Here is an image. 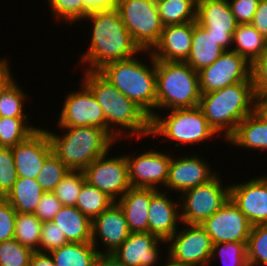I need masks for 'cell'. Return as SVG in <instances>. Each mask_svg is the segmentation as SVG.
Returning a JSON list of instances; mask_svg holds the SVG:
<instances>
[{
  "label": "cell",
  "mask_w": 267,
  "mask_h": 266,
  "mask_svg": "<svg viewBox=\"0 0 267 266\" xmlns=\"http://www.w3.org/2000/svg\"><path fill=\"white\" fill-rule=\"evenodd\" d=\"M82 81L102 107L107 132L120 144L121 140L150 136V116L134 101L124 96L98 71L83 70ZM124 138V139H123ZM120 140V141H119Z\"/></svg>",
  "instance_id": "cell-1"
},
{
  "label": "cell",
  "mask_w": 267,
  "mask_h": 266,
  "mask_svg": "<svg viewBox=\"0 0 267 266\" xmlns=\"http://www.w3.org/2000/svg\"><path fill=\"white\" fill-rule=\"evenodd\" d=\"M82 21L91 24L90 43L79 60L84 70L98 71L108 63L141 53L116 8L90 12Z\"/></svg>",
  "instance_id": "cell-2"
},
{
  "label": "cell",
  "mask_w": 267,
  "mask_h": 266,
  "mask_svg": "<svg viewBox=\"0 0 267 266\" xmlns=\"http://www.w3.org/2000/svg\"><path fill=\"white\" fill-rule=\"evenodd\" d=\"M256 105L252 80L201 93L199 103L209 125L224 142L235 132L238 124L256 110Z\"/></svg>",
  "instance_id": "cell-3"
},
{
  "label": "cell",
  "mask_w": 267,
  "mask_h": 266,
  "mask_svg": "<svg viewBox=\"0 0 267 266\" xmlns=\"http://www.w3.org/2000/svg\"><path fill=\"white\" fill-rule=\"evenodd\" d=\"M142 55L148 57L144 60ZM98 72L142 108L150 119L156 114V60L150 51L142 50L140 55L108 63Z\"/></svg>",
  "instance_id": "cell-4"
},
{
  "label": "cell",
  "mask_w": 267,
  "mask_h": 266,
  "mask_svg": "<svg viewBox=\"0 0 267 266\" xmlns=\"http://www.w3.org/2000/svg\"><path fill=\"white\" fill-rule=\"evenodd\" d=\"M43 127L48 132L53 154L69 170L84 171L94 160L119 146L106 130L95 126L57 128L60 133Z\"/></svg>",
  "instance_id": "cell-5"
},
{
  "label": "cell",
  "mask_w": 267,
  "mask_h": 266,
  "mask_svg": "<svg viewBox=\"0 0 267 266\" xmlns=\"http://www.w3.org/2000/svg\"><path fill=\"white\" fill-rule=\"evenodd\" d=\"M157 112L150 119V136L153 141L161 138L160 141L174 143L175 149L178 147H193L192 145L205 144L208 140H218L220 137L209 125L202 109L197 106L194 108L167 110V113ZM158 136V138H157ZM171 141V142H169ZM174 141V142H173ZM187 145V146H186Z\"/></svg>",
  "instance_id": "cell-6"
},
{
  "label": "cell",
  "mask_w": 267,
  "mask_h": 266,
  "mask_svg": "<svg viewBox=\"0 0 267 266\" xmlns=\"http://www.w3.org/2000/svg\"><path fill=\"white\" fill-rule=\"evenodd\" d=\"M200 98L198 72L185 62L156 60V113L197 107Z\"/></svg>",
  "instance_id": "cell-7"
},
{
  "label": "cell",
  "mask_w": 267,
  "mask_h": 266,
  "mask_svg": "<svg viewBox=\"0 0 267 266\" xmlns=\"http://www.w3.org/2000/svg\"><path fill=\"white\" fill-rule=\"evenodd\" d=\"M115 8L134 42L141 50L151 51L164 28L157 4L148 0H118Z\"/></svg>",
  "instance_id": "cell-8"
},
{
  "label": "cell",
  "mask_w": 267,
  "mask_h": 266,
  "mask_svg": "<svg viewBox=\"0 0 267 266\" xmlns=\"http://www.w3.org/2000/svg\"><path fill=\"white\" fill-rule=\"evenodd\" d=\"M220 176L218 173L209 182L179 196L182 223L201 225L230 199V184L223 183Z\"/></svg>",
  "instance_id": "cell-9"
},
{
  "label": "cell",
  "mask_w": 267,
  "mask_h": 266,
  "mask_svg": "<svg viewBox=\"0 0 267 266\" xmlns=\"http://www.w3.org/2000/svg\"><path fill=\"white\" fill-rule=\"evenodd\" d=\"M166 243L164 255L173 260L192 266H209L213 243L201 225L182 223Z\"/></svg>",
  "instance_id": "cell-10"
},
{
  "label": "cell",
  "mask_w": 267,
  "mask_h": 266,
  "mask_svg": "<svg viewBox=\"0 0 267 266\" xmlns=\"http://www.w3.org/2000/svg\"><path fill=\"white\" fill-rule=\"evenodd\" d=\"M86 181L115 202L130 188L128 164L123 153L112 155L109 151L94 160L84 171Z\"/></svg>",
  "instance_id": "cell-11"
},
{
  "label": "cell",
  "mask_w": 267,
  "mask_h": 266,
  "mask_svg": "<svg viewBox=\"0 0 267 266\" xmlns=\"http://www.w3.org/2000/svg\"><path fill=\"white\" fill-rule=\"evenodd\" d=\"M134 155L125 154L128 164V179L131 187L152 188L162 190L166 186L168 179L169 165L172 159L170 153L154 148L143 150Z\"/></svg>",
  "instance_id": "cell-12"
},
{
  "label": "cell",
  "mask_w": 267,
  "mask_h": 266,
  "mask_svg": "<svg viewBox=\"0 0 267 266\" xmlns=\"http://www.w3.org/2000/svg\"><path fill=\"white\" fill-rule=\"evenodd\" d=\"M79 89L68 91L65 95L57 128L75 126H95L107 131V122L102 107L92 91L82 82Z\"/></svg>",
  "instance_id": "cell-13"
},
{
  "label": "cell",
  "mask_w": 267,
  "mask_h": 266,
  "mask_svg": "<svg viewBox=\"0 0 267 266\" xmlns=\"http://www.w3.org/2000/svg\"><path fill=\"white\" fill-rule=\"evenodd\" d=\"M183 153L180 156L172 153L169 165L168 179L163 191L172 194L179 193V196L188 189L205 184L213 179L219 172L214 171L209 159L198 153ZM185 155V156H184ZM171 191V192H170Z\"/></svg>",
  "instance_id": "cell-14"
},
{
  "label": "cell",
  "mask_w": 267,
  "mask_h": 266,
  "mask_svg": "<svg viewBox=\"0 0 267 266\" xmlns=\"http://www.w3.org/2000/svg\"><path fill=\"white\" fill-rule=\"evenodd\" d=\"M198 75L201 93L252 80L251 64L232 50L223 52L210 66L198 71Z\"/></svg>",
  "instance_id": "cell-15"
},
{
  "label": "cell",
  "mask_w": 267,
  "mask_h": 266,
  "mask_svg": "<svg viewBox=\"0 0 267 266\" xmlns=\"http://www.w3.org/2000/svg\"><path fill=\"white\" fill-rule=\"evenodd\" d=\"M201 226L211 237L212 243L247 242L252 224L239 208L229 199Z\"/></svg>",
  "instance_id": "cell-16"
},
{
  "label": "cell",
  "mask_w": 267,
  "mask_h": 266,
  "mask_svg": "<svg viewBox=\"0 0 267 266\" xmlns=\"http://www.w3.org/2000/svg\"><path fill=\"white\" fill-rule=\"evenodd\" d=\"M230 199L252 225L267 224V173L230 183Z\"/></svg>",
  "instance_id": "cell-17"
},
{
  "label": "cell",
  "mask_w": 267,
  "mask_h": 266,
  "mask_svg": "<svg viewBox=\"0 0 267 266\" xmlns=\"http://www.w3.org/2000/svg\"><path fill=\"white\" fill-rule=\"evenodd\" d=\"M196 23L205 28L225 51H231L233 33L238 23L228 0H209L198 4Z\"/></svg>",
  "instance_id": "cell-18"
},
{
  "label": "cell",
  "mask_w": 267,
  "mask_h": 266,
  "mask_svg": "<svg viewBox=\"0 0 267 266\" xmlns=\"http://www.w3.org/2000/svg\"><path fill=\"white\" fill-rule=\"evenodd\" d=\"M11 149L17 177L28 179H36L45 160L53 153L48 132L43 127Z\"/></svg>",
  "instance_id": "cell-19"
},
{
  "label": "cell",
  "mask_w": 267,
  "mask_h": 266,
  "mask_svg": "<svg viewBox=\"0 0 267 266\" xmlns=\"http://www.w3.org/2000/svg\"><path fill=\"white\" fill-rule=\"evenodd\" d=\"M130 234L125 215L116 202L92 220L91 243L99 253H113Z\"/></svg>",
  "instance_id": "cell-20"
},
{
  "label": "cell",
  "mask_w": 267,
  "mask_h": 266,
  "mask_svg": "<svg viewBox=\"0 0 267 266\" xmlns=\"http://www.w3.org/2000/svg\"><path fill=\"white\" fill-rule=\"evenodd\" d=\"M164 244V245H163ZM166 241L149 232L131 233L112 253L124 266H160Z\"/></svg>",
  "instance_id": "cell-21"
},
{
  "label": "cell",
  "mask_w": 267,
  "mask_h": 266,
  "mask_svg": "<svg viewBox=\"0 0 267 266\" xmlns=\"http://www.w3.org/2000/svg\"><path fill=\"white\" fill-rule=\"evenodd\" d=\"M175 197H171L169 192L159 190L151 198L148 232L164 241L172 237L182 224L179 195Z\"/></svg>",
  "instance_id": "cell-22"
},
{
  "label": "cell",
  "mask_w": 267,
  "mask_h": 266,
  "mask_svg": "<svg viewBox=\"0 0 267 266\" xmlns=\"http://www.w3.org/2000/svg\"><path fill=\"white\" fill-rule=\"evenodd\" d=\"M192 37L193 22L166 25L150 52L155 60L184 62L191 50Z\"/></svg>",
  "instance_id": "cell-23"
},
{
  "label": "cell",
  "mask_w": 267,
  "mask_h": 266,
  "mask_svg": "<svg viewBox=\"0 0 267 266\" xmlns=\"http://www.w3.org/2000/svg\"><path fill=\"white\" fill-rule=\"evenodd\" d=\"M159 190L131 187L116 203L121 207L131 233L148 232L151 198Z\"/></svg>",
  "instance_id": "cell-24"
},
{
  "label": "cell",
  "mask_w": 267,
  "mask_h": 266,
  "mask_svg": "<svg viewBox=\"0 0 267 266\" xmlns=\"http://www.w3.org/2000/svg\"><path fill=\"white\" fill-rule=\"evenodd\" d=\"M242 150L267 152V119L257 110L245 117L235 132L225 141Z\"/></svg>",
  "instance_id": "cell-25"
},
{
  "label": "cell",
  "mask_w": 267,
  "mask_h": 266,
  "mask_svg": "<svg viewBox=\"0 0 267 266\" xmlns=\"http://www.w3.org/2000/svg\"><path fill=\"white\" fill-rule=\"evenodd\" d=\"M225 50L205 28L193 21L192 46L184 61L196 72L210 66Z\"/></svg>",
  "instance_id": "cell-26"
},
{
  "label": "cell",
  "mask_w": 267,
  "mask_h": 266,
  "mask_svg": "<svg viewBox=\"0 0 267 266\" xmlns=\"http://www.w3.org/2000/svg\"><path fill=\"white\" fill-rule=\"evenodd\" d=\"M52 222L63 231L68 242H92V220L81 213L77 207L62 206Z\"/></svg>",
  "instance_id": "cell-27"
},
{
  "label": "cell",
  "mask_w": 267,
  "mask_h": 266,
  "mask_svg": "<svg viewBox=\"0 0 267 266\" xmlns=\"http://www.w3.org/2000/svg\"><path fill=\"white\" fill-rule=\"evenodd\" d=\"M44 193L36 179L17 177L15 184L4 197L17 213L34 214Z\"/></svg>",
  "instance_id": "cell-28"
},
{
  "label": "cell",
  "mask_w": 267,
  "mask_h": 266,
  "mask_svg": "<svg viewBox=\"0 0 267 266\" xmlns=\"http://www.w3.org/2000/svg\"><path fill=\"white\" fill-rule=\"evenodd\" d=\"M231 50L252 64L266 51V38L252 24H238L233 33Z\"/></svg>",
  "instance_id": "cell-29"
},
{
  "label": "cell",
  "mask_w": 267,
  "mask_h": 266,
  "mask_svg": "<svg viewBox=\"0 0 267 266\" xmlns=\"http://www.w3.org/2000/svg\"><path fill=\"white\" fill-rule=\"evenodd\" d=\"M55 266H93L99 252L92 243H67L49 252Z\"/></svg>",
  "instance_id": "cell-30"
},
{
  "label": "cell",
  "mask_w": 267,
  "mask_h": 266,
  "mask_svg": "<svg viewBox=\"0 0 267 266\" xmlns=\"http://www.w3.org/2000/svg\"><path fill=\"white\" fill-rule=\"evenodd\" d=\"M157 7L164 26L196 21V5L192 0H162Z\"/></svg>",
  "instance_id": "cell-31"
},
{
  "label": "cell",
  "mask_w": 267,
  "mask_h": 266,
  "mask_svg": "<svg viewBox=\"0 0 267 266\" xmlns=\"http://www.w3.org/2000/svg\"><path fill=\"white\" fill-rule=\"evenodd\" d=\"M30 119L0 117V146L14 147L33 134L39 125H33Z\"/></svg>",
  "instance_id": "cell-32"
},
{
  "label": "cell",
  "mask_w": 267,
  "mask_h": 266,
  "mask_svg": "<svg viewBox=\"0 0 267 266\" xmlns=\"http://www.w3.org/2000/svg\"><path fill=\"white\" fill-rule=\"evenodd\" d=\"M114 202L107 194L101 192L86 181L82 185L75 207L85 216L93 220Z\"/></svg>",
  "instance_id": "cell-33"
},
{
  "label": "cell",
  "mask_w": 267,
  "mask_h": 266,
  "mask_svg": "<svg viewBox=\"0 0 267 266\" xmlns=\"http://www.w3.org/2000/svg\"><path fill=\"white\" fill-rule=\"evenodd\" d=\"M29 95L15 79L0 96V117L29 118L26 115Z\"/></svg>",
  "instance_id": "cell-34"
},
{
  "label": "cell",
  "mask_w": 267,
  "mask_h": 266,
  "mask_svg": "<svg viewBox=\"0 0 267 266\" xmlns=\"http://www.w3.org/2000/svg\"><path fill=\"white\" fill-rule=\"evenodd\" d=\"M42 222L32 213H17L14 239L32 251H38Z\"/></svg>",
  "instance_id": "cell-35"
},
{
  "label": "cell",
  "mask_w": 267,
  "mask_h": 266,
  "mask_svg": "<svg viewBox=\"0 0 267 266\" xmlns=\"http://www.w3.org/2000/svg\"><path fill=\"white\" fill-rule=\"evenodd\" d=\"M52 20L61 21L63 25L81 24L85 18L84 0H47Z\"/></svg>",
  "instance_id": "cell-36"
},
{
  "label": "cell",
  "mask_w": 267,
  "mask_h": 266,
  "mask_svg": "<svg viewBox=\"0 0 267 266\" xmlns=\"http://www.w3.org/2000/svg\"><path fill=\"white\" fill-rule=\"evenodd\" d=\"M246 244L247 242L213 244L209 265H214L213 262H215L216 264L221 263V266H249L247 262Z\"/></svg>",
  "instance_id": "cell-37"
},
{
  "label": "cell",
  "mask_w": 267,
  "mask_h": 266,
  "mask_svg": "<svg viewBox=\"0 0 267 266\" xmlns=\"http://www.w3.org/2000/svg\"><path fill=\"white\" fill-rule=\"evenodd\" d=\"M246 249L249 266H267V224L252 226Z\"/></svg>",
  "instance_id": "cell-38"
},
{
  "label": "cell",
  "mask_w": 267,
  "mask_h": 266,
  "mask_svg": "<svg viewBox=\"0 0 267 266\" xmlns=\"http://www.w3.org/2000/svg\"><path fill=\"white\" fill-rule=\"evenodd\" d=\"M85 182L83 171L69 170L53 192L63 206L73 207Z\"/></svg>",
  "instance_id": "cell-39"
},
{
  "label": "cell",
  "mask_w": 267,
  "mask_h": 266,
  "mask_svg": "<svg viewBox=\"0 0 267 266\" xmlns=\"http://www.w3.org/2000/svg\"><path fill=\"white\" fill-rule=\"evenodd\" d=\"M69 169L52 153L44 162L36 181L44 192H52Z\"/></svg>",
  "instance_id": "cell-40"
},
{
  "label": "cell",
  "mask_w": 267,
  "mask_h": 266,
  "mask_svg": "<svg viewBox=\"0 0 267 266\" xmlns=\"http://www.w3.org/2000/svg\"><path fill=\"white\" fill-rule=\"evenodd\" d=\"M32 253L14 238L0 242V266H29Z\"/></svg>",
  "instance_id": "cell-41"
},
{
  "label": "cell",
  "mask_w": 267,
  "mask_h": 266,
  "mask_svg": "<svg viewBox=\"0 0 267 266\" xmlns=\"http://www.w3.org/2000/svg\"><path fill=\"white\" fill-rule=\"evenodd\" d=\"M17 180L11 147L0 146V196L5 197Z\"/></svg>",
  "instance_id": "cell-42"
},
{
  "label": "cell",
  "mask_w": 267,
  "mask_h": 266,
  "mask_svg": "<svg viewBox=\"0 0 267 266\" xmlns=\"http://www.w3.org/2000/svg\"><path fill=\"white\" fill-rule=\"evenodd\" d=\"M69 243L63 231L52 221L42 223L41 239L38 251L51 252Z\"/></svg>",
  "instance_id": "cell-43"
},
{
  "label": "cell",
  "mask_w": 267,
  "mask_h": 266,
  "mask_svg": "<svg viewBox=\"0 0 267 266\" xmlns=\"http://www.w3.org/2000/svg\"><path fill=\"white\" fill-rule=\"evenodd\" d=\"M17 212L4 198H0V242L14 238Z\"/></svg>",
  "instance_id": "cell-44"
},
{
  "label": "cell",
  "mask_w": 267,
  "mask_h": 266,
  "mask_svg": "<svg viewBox=\"0 0 267 266\" xmlns=\"http://www.w3.org/2000/svg\"><path fill=\"white\" fill-rule=\"evenodd\" d=\"M62 203L57 199L54 192H44L34 215L43 223L52 221L54 216L62 208Z\"/></svg>",
  "instance_id": "cell-45"
},
{
  "label": "cell",
  "mask_w": 267,
  "mask_h": 266,
  "mask_svg": "<svg viewBox=\"0 0 267 266\" xmlns=\"http://www.w3.org/2000/svg\"><path fill=\"white\" fill-rule=\"evenodd\" d=\"M251 79L256 97L267 95V51L251 64Z\"/></svg>",
  "instance_id": "cell-46"
},
{
  "label": "cell",
  "mask_w": 267,
  "mask_h": 266,
  "mask_svg": "<svg viewBox=\"0 0 267 266\" xmlns=\"http://www.w3.org/2000/svg\"><path fill=\"white\" fill-rule=\"evenodd\" d=\"M260 0H228L238 24H251Z\"/></svg>",
  "instance_id": "cell-47"
},
{
  "label": "cell",
  "mask_w": 267,
  "mask_h": 266,
  "mask_svg": "<svg viewBox=\"0 0 267 266\" xmlns=\"http://www.w3.org/2000/svg\"><path fill=\"white\" fill-rule=\"evenodd\" d=\"M251 24L267 38V0H260Z\"/></svg>",
  "instance_id": "cell-48"
},
{
  "label": "cell",
  "mask_w": 267,
  "mask_h": 266,
  "mask_svg": "<svg viewBox=\"0 0 267 266\" xmlns=\"http://www.w3.org/2000/svg\"><path fill=\"white\" fill-rule=\"evenodd\" d=\"M6 56L0 57V96L6 88L15 80L12 70L11 62Z\"/></svg>",
  "instance_id": "cell-49"
},
{
  "label": "cell",
  "mask_w": 267,
  "mask_h": 266,
  "mask_svg": "<svg viewBox=\"0 0 267 266\" xmlns=\"http://www.w3.org/2000/svg\"><path fill=\"white\" fill-rule=\"evenodd\" d=\"M117 2L118 0H84L85 17L93 11L113 9Z\"/></svg>",
  "instance_id": "cell-50"
},
{
  "label": "cell",
  "mask_w": 267,
  "mask_h": 266,
  "mask_svg": "<svg viewBox=\"0 0 267 266\" xmlns=\"http://www.w3.org/2000/svg\"><path fill=\"white\" fill-rule=\"evenodd\" d=\"M29 266H55V264L50 253L33 251Z\"/></svg>",
  "instance_id": "cell-51"
},
{
  "label": "cell",
  "mask_w": 267,
  "mask_h": 266,
  "mask_svg": "<svg viewBox=\"0 0 267 266\" xmlns=\"http://www.w3.org/2000/svg\"><path fill=\"white\" fill-rule=\"evenodd\" d=\"M93 266H124L112 253H99Z\"/></svg>",
  "instance_id": "cell-52"
},
{
  "label": "cell",
  "mask_w": 267,
  "mask_h": 266,
  "mask_svg": "<svg viewBox=\"0 0 267 266\" xmlns=\"http://www.w3.org/2000/svg\"><path fill=\"white\" fill-rule=\"evenodd\" d=\"M256 110L267 119V95L257 96Z\"/></svg>",
  "instance_id": "cell-53"
},
{
  "label": "cell",
  "mask_w": 267,
  "mask_h": 266,
  "mask_svg": "<svg viewBox=\"0 0 267 266\" xmlns=\"http://www.w3.org/2000/svg\"><path fill=\"white\" fill-rule=\"evenodd\" d=\"M164 259H165V261H164ZM164 259L162 260L164 263L161 262L162 264L160 266H192L189 264L177 262V261L173 260L172 258H170L167 254L165 255Z\"/></svg>",
  "instance_id": "cell-54"
},
{
  "label": "cell",
  "mask_w": 267,
  "mask_h": 266,
  "mask_svg": "<svg viewBox=\"0 0 267 266\" xmlns=\"http://www.w3.org/2000/svg\"><path fill=\"white\" fill-rule=\"evenodd\" d=\"M205 1H209V0H192V2L197 6L198 4L205 2Z\"/></svg>",
  "instance_id": "cell-55"
},
{
  "label": "cell",
  "mask_w": 267,
  "mask_h": 266,
  "mask_svg": "<svg viewBox=\"0 0 267 266\" xmlns=\"http://www.w3.org/2000/svg\"><path fill=\"white\" fill-rule=\"evenodd\" d=\"M149 2H152V3H155V4H158L159 2H161L162 0H148Z\"/></svg>",
  "instance_id": "cell-56"
}]
</instances>
